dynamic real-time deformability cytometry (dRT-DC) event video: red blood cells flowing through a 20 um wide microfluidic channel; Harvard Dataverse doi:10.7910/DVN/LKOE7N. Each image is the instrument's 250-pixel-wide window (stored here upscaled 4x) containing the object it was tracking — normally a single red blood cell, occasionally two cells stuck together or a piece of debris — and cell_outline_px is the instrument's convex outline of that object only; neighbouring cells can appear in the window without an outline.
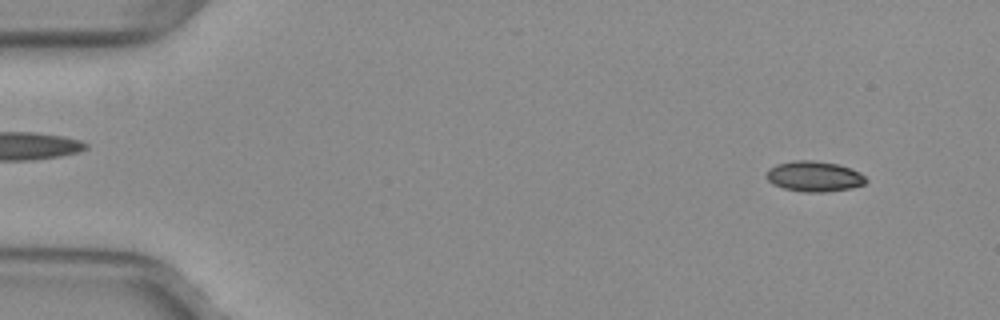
{"species": "common noctule bat (a hibernating species)", "species_latin": "Nyctalus noctula", "temperature_condition": "warm", "stored_images_in_passage": 7, "camera_frame_rate_fps": 3000, "um_per_image_px": 0.085, "animal": {"sex": "female", "body_mass_g": 29.2, "forearm_length_mm": 56.3}, "frame": {"image": 1, "passage_image": 4, "time_ms": 1.0, "image_size_px": [1000, 320], "cell_outline_px": [[868, 180], [864, 184], [852, 188], [824, 192], [804, 192], [784, 188], [772, 184], [764, 176], [768, 168], [776, 164], [796, 160], [812, 160], [840, 164], [852, 168], [860, 172]], "centroid_in_image_um": [69.2, 14.98], "position_along_channel_um": 15.8, "area_um2": 17.92}}